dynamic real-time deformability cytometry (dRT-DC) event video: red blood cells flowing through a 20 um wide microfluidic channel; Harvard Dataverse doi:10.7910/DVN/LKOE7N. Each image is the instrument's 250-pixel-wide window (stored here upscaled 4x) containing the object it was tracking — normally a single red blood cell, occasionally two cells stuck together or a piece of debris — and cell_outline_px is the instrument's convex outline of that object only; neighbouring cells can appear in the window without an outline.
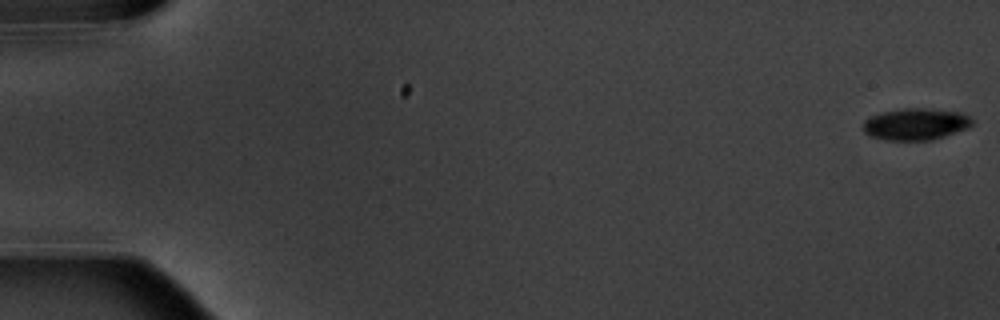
{"species": "common noctule bat (a hibernating species)", "species_latin": "Nyctalus noctula", "temperature_condition": "warm", "stored_images_in_passage": 5, "camera_frame_rate_fps": 3000, "um_per_image_px": 0.085, "animal": {"sex": "male", "body_mass_g": 20.1, "forearm_length_mm": 53.5}, "frame": {"image": 1, "passage_image": 1, "time_ms": 0.0, "image_size_px": [1000, 320], "cell_outline_px": [[972, 124], [968, 128], [932, 140], [884, 140], [868, 136], [864, 132], [864, 120], [880, 112], [904, 108], [932, 108], [960, 112], [968, 116], [972, 120]], "centroid_in_image_um": [77.82, 10.55], "position_along_channel_um": 7.2, "area_um2": 20.29}}